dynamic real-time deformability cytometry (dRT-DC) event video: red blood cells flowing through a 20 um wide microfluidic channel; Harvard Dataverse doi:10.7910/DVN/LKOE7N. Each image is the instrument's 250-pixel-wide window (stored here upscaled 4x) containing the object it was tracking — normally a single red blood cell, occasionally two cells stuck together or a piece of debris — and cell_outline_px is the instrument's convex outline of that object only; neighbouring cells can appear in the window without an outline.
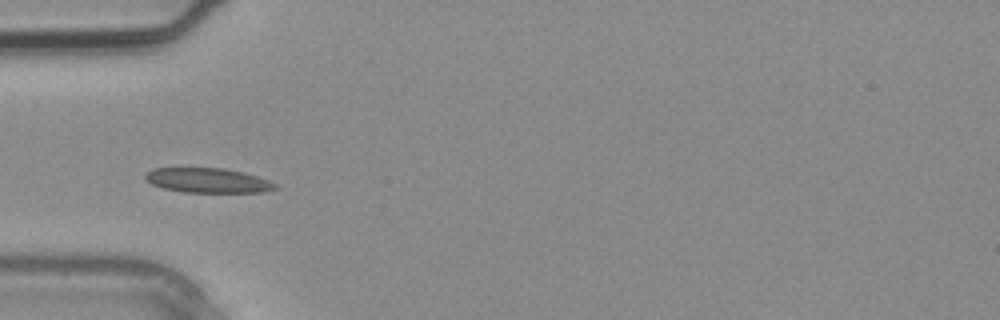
{"species": "common noctule bat (a hibernating species)", "species_latin": "Nyctalus noctula", "temperature_condition": "warm", "stored_images_in_passage": 3, "camera_frame_rate_fps": 3000, "um_per_image_px": 0.085, "animal": {"sex": "male", "body_mass_g": 20.4}, "frame": {"image": 1, "passage_image": 3, "time_ms": 0.667, "image_size_px": [1000, 320], "cell_outline_px": [[280, 188], [264, 192], [184, 192], [164, 188], [152, 184], [144, 180], [144, 176], [152, 168], [224, 168], [244, 172], [268, 180], [276, 184]], "centroid_in_image_um": [17.67, 15.33], "position_along_channel_um": 67.3, "area_um2": 18.73}}